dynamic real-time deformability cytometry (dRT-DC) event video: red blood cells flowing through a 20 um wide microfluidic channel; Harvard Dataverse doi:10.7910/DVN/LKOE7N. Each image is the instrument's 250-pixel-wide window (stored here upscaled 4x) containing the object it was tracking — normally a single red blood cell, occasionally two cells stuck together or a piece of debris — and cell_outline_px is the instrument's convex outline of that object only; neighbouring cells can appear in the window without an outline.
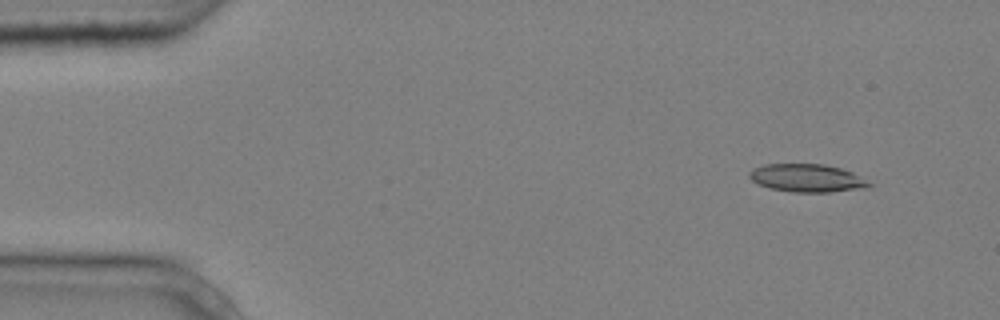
{"species": "common noctule bat (a hibernating species)", "species_latin": "Nyctalus noctula", "temperature_condition": "cold", "stored_images_in_passage": 8, "camera_frame_rate_fps": 3000, "um_per_image_px": 0.085, "animal": {"sex": "male", "body_mass_g": 20.4}, "frame": {"image": 1, "passage_image": 2, "time_ms": 0.333, "image_size_px": [1000, 320], "cell_outline_px": [[872, 184], [868, 188], [828, 192], [792, 192], [772, 188], [756, 184], [748, 176], [748, 172], [764, 164], [824, 164], [840, 168], [852, 172]], "centroid_in_image_um": [68.58, 15.14], "position_along_channel_um": 16.4, "area_um2": 19.42}}
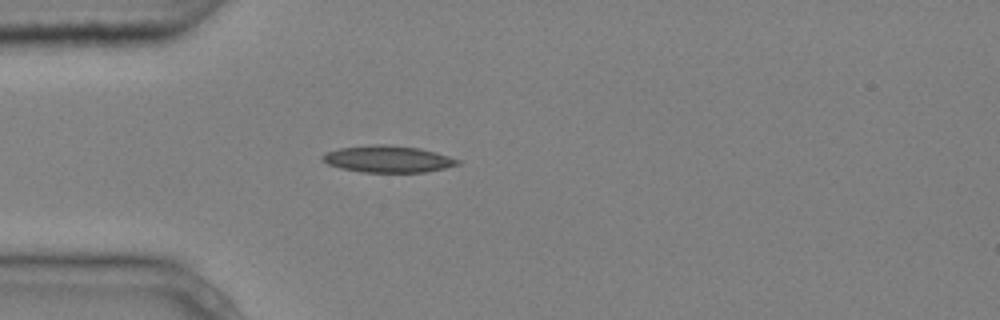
{"frame": {"image": 2, "passage_image": 5, "time_ms": 1.333, "image_size_px": [1000, 320], "cell_outline_px": [[460, 164], [444, 168], [424, 172], [360, 172], [340, 168], [328, 164], [320, 160], [320, 156], [324, 152], [340, 148], [376, 144], [388, 144], [420, 148], [436, 152], [460, 160]], "centroid_in_image_um": [32.93, 13.51], "position_along_channel_um": 52.1, "area_um2": 21.21}}